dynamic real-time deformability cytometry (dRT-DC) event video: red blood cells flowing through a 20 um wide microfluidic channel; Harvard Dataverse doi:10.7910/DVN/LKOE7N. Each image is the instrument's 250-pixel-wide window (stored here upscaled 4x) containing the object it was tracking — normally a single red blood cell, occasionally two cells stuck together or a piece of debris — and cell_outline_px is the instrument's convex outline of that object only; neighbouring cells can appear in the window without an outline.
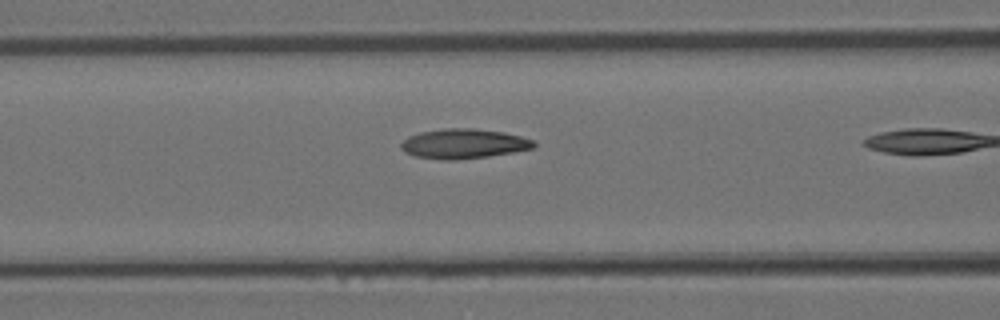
{"species": "Egyptian fruit bat (a non-hibernating species)", "species_latin": "Rousettus aegyptiacus", "temperature_condition": "room temperature", "stored_images_in_passage": 11, "camera_frame_rate_fps": 3000, "um_per_image_px": 0.085, "animal": {"sex": "female"}, "frame": {"image": 1, "passage_image": 10, "time_ms": 3.0, "image_size_px": [1000, 320], "cell_outline_px": [[536, 144], [532, 148], [512, 152], [488, 156], [456, 160], [444, 160], [416, 156], [404, 152], [400, 148], [400, 144], [408, 136], [420, 132], [444, 128], [472, 128], [504, 132], [520, 136], [532, 140]], "centroid_in_image_um": [39.37, 12.21], "position_along_channel_um": 127.2, "area_um2": 22.89}}